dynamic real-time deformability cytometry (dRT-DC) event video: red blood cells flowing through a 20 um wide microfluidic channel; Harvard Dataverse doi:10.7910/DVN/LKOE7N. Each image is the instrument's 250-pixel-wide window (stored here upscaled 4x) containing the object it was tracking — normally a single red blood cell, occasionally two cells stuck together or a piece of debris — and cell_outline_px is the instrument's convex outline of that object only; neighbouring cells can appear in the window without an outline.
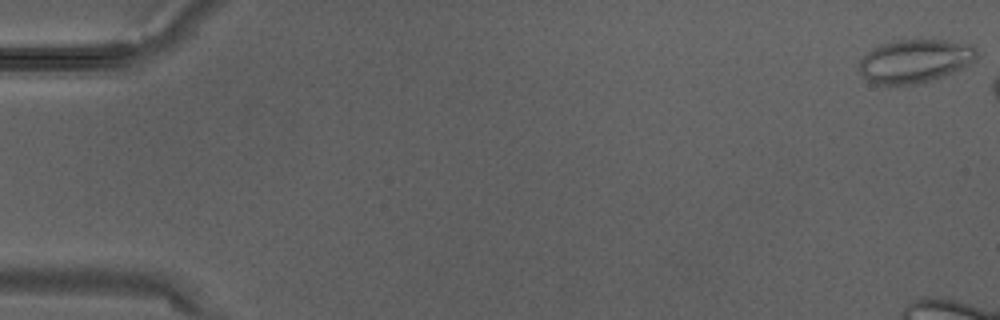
{"species": "Egyptian fruit bat (a non-hibernating species)", "species_latin": "Rousettus aegyptiacus", "temperature_condition": "warm", "stored_images_in_passage": 4, "camera_frame_rate_fps": 3000, "um_per_image_px": 0.085, "animal": {"sex": "male"}, "frame": {"image": 1, "passage_image": 1, "time_ms": 0.0, "image_size_px": [1000, 320], "cell_outline_px": [[980, 56], [976, 60], [944, 76], [920, 84], [888, 88], [876, 84], [868, 80], [860, 72], [860, 60], [872, 48], [880, 44], [896, 40], [948, 40], [972, 44], [976, 48]], "centroid_in_image_um": [77.78, 5.21], "position_along_channel_um": 7.2, "area_um2": 30.4}}